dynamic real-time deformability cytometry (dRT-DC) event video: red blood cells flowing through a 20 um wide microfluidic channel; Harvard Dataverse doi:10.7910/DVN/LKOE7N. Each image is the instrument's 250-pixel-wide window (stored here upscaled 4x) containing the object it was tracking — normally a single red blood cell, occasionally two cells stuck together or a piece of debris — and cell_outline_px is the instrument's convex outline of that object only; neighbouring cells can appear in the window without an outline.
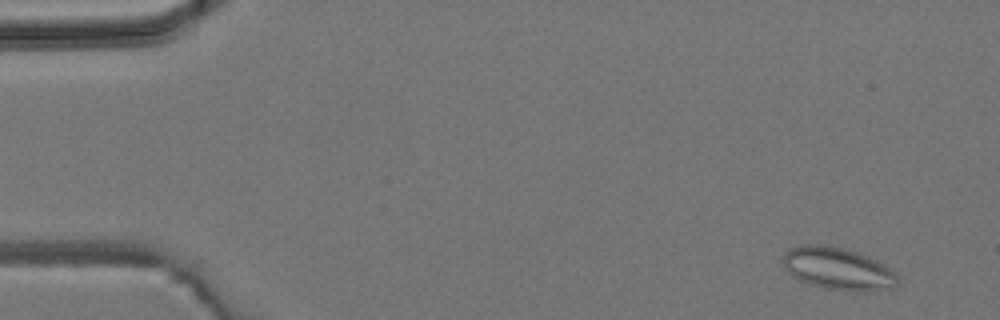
{"species": "common noctule bat (a hibernating species)", "species_latin": "Nyctalus noctula", "temperature_condition": "room temperature", "stored_images_in_passage": 5, "camera_frame_rate_fps": 3000, "um_per_image_px": 0.085, "animal": {"sex": "male", "body_mass_g": 19.2, "forearm_length_mm": 51.8}, "frame": {"image": 1, "passage_image": 1, "time_ms": 0.0, "image_size_px": [1000, 320], "cell_outline_px": [[896, 284], [872, 292], [824, 288], [808, 284], [792, 276], [784, 268], [784, 252], [788, 248], [800, 244], [828, 244], [860, 252], [884, 264], [896, 276]], "centroid_in_image_um": [71.14, 22.8], "position_along_channel_um": 13.9, "area_um2": 28.26}}